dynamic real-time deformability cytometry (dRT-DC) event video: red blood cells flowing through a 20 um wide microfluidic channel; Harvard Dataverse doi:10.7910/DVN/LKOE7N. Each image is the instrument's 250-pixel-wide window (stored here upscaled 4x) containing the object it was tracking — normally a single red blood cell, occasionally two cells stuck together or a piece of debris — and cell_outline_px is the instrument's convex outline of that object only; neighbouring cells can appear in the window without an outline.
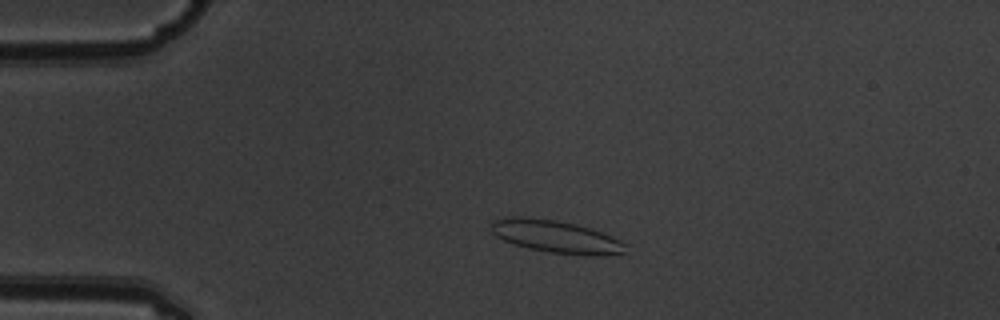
{"species": "common noctule bat (a hibernating species)", "species_latin": "Nyctalus noctula", "temperature_condition": "warm", "stored_images_in_passage": 4, "camera_frame_rate_fps": 3000, "um_per_image_px": 0.085, "animal": {"sex": "male", "body_mass_g": 19.5, "forearm_length_mm": 54.6}, "frame": {"image": 1, "passage_image": 3, "time_ms": 0.667, "image_size_px": [1000, 320], "cell_outline_px": [[628, 244], [624, 252], [596, 256], [588, 256], [548, 252], [528, 248], [504, 240], [496, 236], [492, 232], [492, 224], [496, 220], [508, 216], [520, 216], [556, 220], [576, 224], [600, 232], [620, 240]], "centroid_in_image_um": [47.27, 20.11], "position_along_channel_um": 37.7, "area_um2": 25.26}}